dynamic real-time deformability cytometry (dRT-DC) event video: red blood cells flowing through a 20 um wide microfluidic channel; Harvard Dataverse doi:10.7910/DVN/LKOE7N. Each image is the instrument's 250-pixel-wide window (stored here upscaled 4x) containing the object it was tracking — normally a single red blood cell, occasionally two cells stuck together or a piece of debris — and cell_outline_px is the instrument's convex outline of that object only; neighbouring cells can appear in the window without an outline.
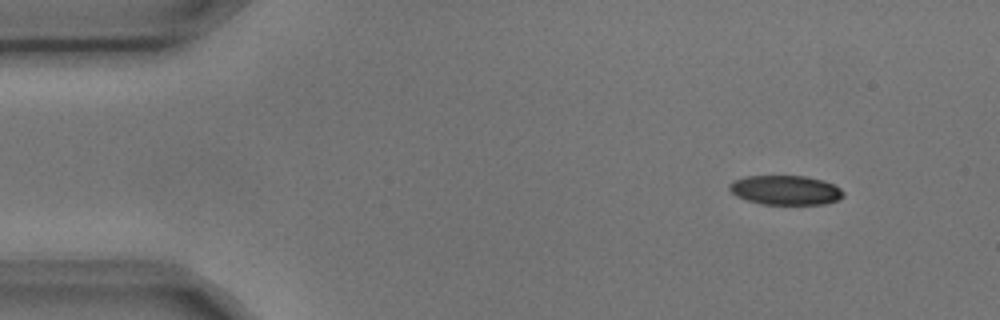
{"species": "common noctule bat (a hibernating species)", "species_latin": "Nyctalus noctula", "temperature_condition": "cold", "stored_images_in_passage": 9, "camera_frame_rate_fps": 3000, "um_per_image_px": 0.085, "animal": {"sex": "male", "body_mass_g": 17.9, "forearm_length_mm": 54.2}, "frame": {"image": 1, "passage_image": 1, "time_ms": 0.0, "image_size_px": [1000, 320], "cell_outline_px": [[844, 196], [836, 200], [824, 204], [764, 204], [748, 200], [736, 196], [728, 188], [728, 184], [732, 180], [744, 176], [804, 176], [824, 180], [840, 188], [844, 192]], "centroid_in_image_um": [66.74, 16.15], "position_along_channel_um": 18.3, "area_um2": 19.54}}
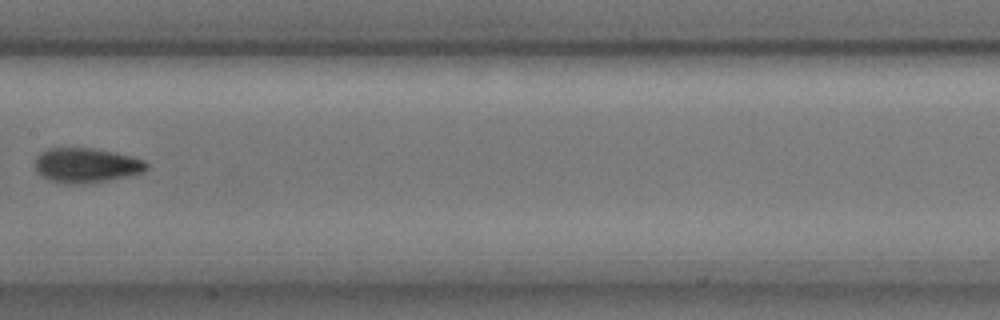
{"frame": {"image": 2, "passage_image": 7, "time_ms": 2.0, "image_size_px": [1000, 320], "cell_outline_px": [[148, 168], [144, 172], [128, 176], [108, 180], [80, 184], [64, 184], [52, 180], [36, 172], [36, 160], [40, 152], [48, 148], [92, 148], [132, 156], [144, 160], [148, 164]], "centroid_in_image_um": [7.36, 14.05], "position_along_channel_um": 200.0, "area_um2": 22.43}}
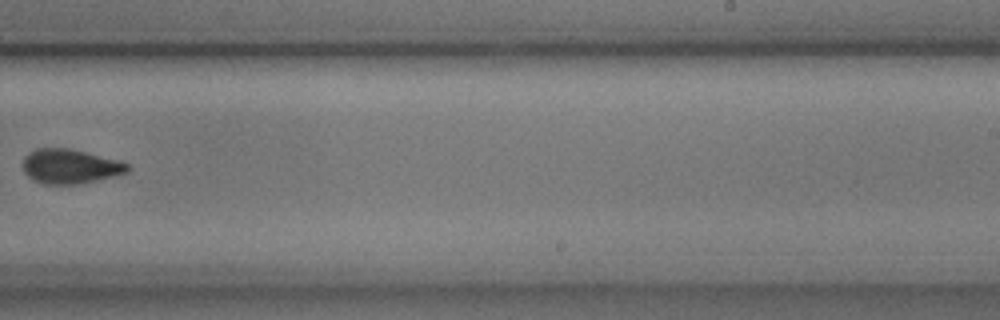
{"frame": {"image": 3, "passage_image": 9, "time_ms": 2.667, "image_size_px": [1000, 320], "cell_outline_px": [[132, 168], [128, 172], [112, 176], [76, 184], [44, 184], [32, 180], [24, 172], [24, 156], [28, 152], [36, 148], [68, 148], [116, 160], [128, 164]], "centroid_in_image_um": [5.92, 14.14], "position_along_channel_um": 283.1, "area_um2": 20.75}}